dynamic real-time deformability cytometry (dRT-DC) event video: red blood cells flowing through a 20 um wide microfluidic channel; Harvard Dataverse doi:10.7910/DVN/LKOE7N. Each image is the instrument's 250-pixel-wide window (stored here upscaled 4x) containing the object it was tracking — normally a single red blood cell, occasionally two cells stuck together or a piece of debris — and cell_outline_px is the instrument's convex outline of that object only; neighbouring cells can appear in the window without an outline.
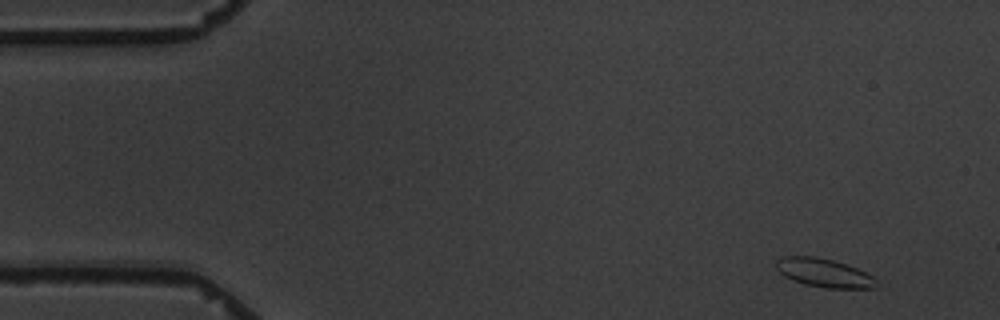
{"species": "common noctule bat (a hibernating species)", "species_latin": "Nyctalus noctula", "temperature_condition": "warm", "stored_images_in_passage": 4, "segment_of_instrument_passage": [2, 2], "camera_frame_rate_fps": 3000, "um_per_image_px": 0.085, "animal": {"sex": "male", "body_mass_g": 19.5, "forearm_length_mm": 54.6}, "frame": {"image": 1, "passage_image": 4, "time_ms": 5.0, "image_size_px": [1000, 320], "cell_outline_px": [[876, 288], [828, 288], [804, 284], [792, 280], [784, 276], [776, 268], [776, 260], [784, 256], [816, 256], [832, 260], [856, 268], [872, 276], [876, 280]], "centroid_in_image_um": [70.01, 23.19], "position_along_channel_um": 15.0, "area_um2": 16.53}}